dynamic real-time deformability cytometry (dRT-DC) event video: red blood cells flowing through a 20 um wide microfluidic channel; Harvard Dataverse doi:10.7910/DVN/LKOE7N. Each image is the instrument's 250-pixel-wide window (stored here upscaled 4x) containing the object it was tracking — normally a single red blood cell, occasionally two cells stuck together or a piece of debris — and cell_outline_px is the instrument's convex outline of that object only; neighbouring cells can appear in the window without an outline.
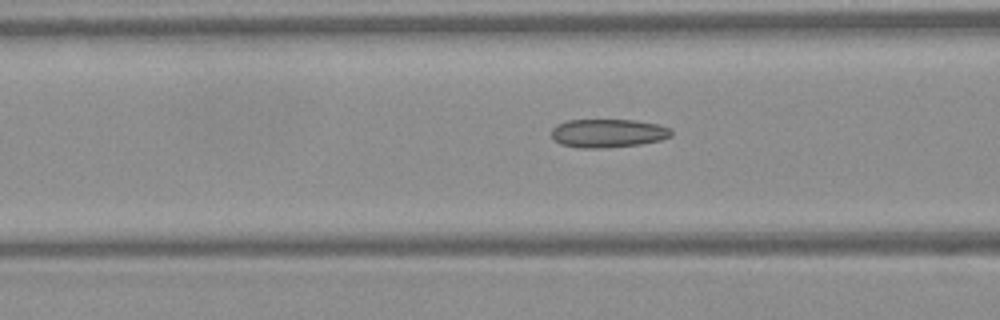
{"species": "Egyptian fruit bat (a non-hibernating species)", "species_latin": "Rousettus aegyptiacus", "temperature_condition": "warm", "stored_images_in_passage": 32, "camera_frame_rate_fps": 3000, "um_per_image_px": 0.085, "frame": {"image": 1, "passage_image": 11, "time_ms": 3.333, "image_size_px": [1000, 320], "cell_outline_px": [[672, 136], [660, 140], [640, 144], [600, 148], [580, 148], [560, 144], [552, 136], [552, 128], [556, 124], [568, 120], [636, 120], [660, 124], [672, 128]], "centroid_in_image_um": [51.71, 11.31], "position_along_channel_um": 114.9, "area_um2": 20.0}}
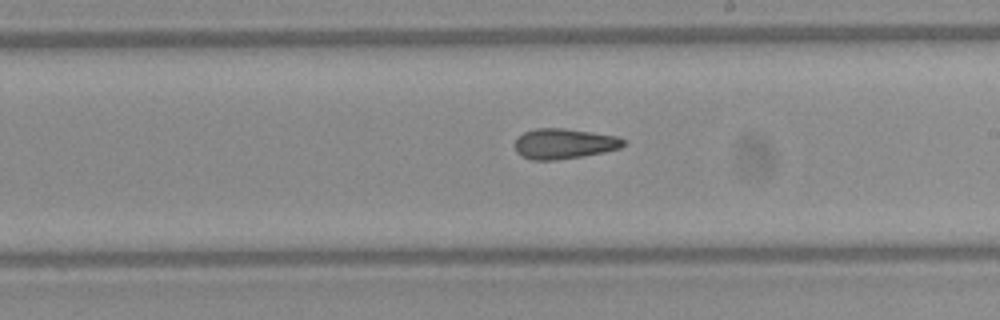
{"frame": {"image": 2, "passage_image": 20, "time_ms": 6.333, "image_size_px": [1000, 320], "cell_outline_px": [[624, 144], [620, 148], [604, 152], [556, 160], [532, 160], [520, 156], [516, 152], [516, 136], [524, 132], [536, 128], [564, 128], [620, 136], [624, 140]], "centroid_in_image_um": [47.92, 12.21], "position_along_channel_um": 241.1, "area_um2": 19.25}}
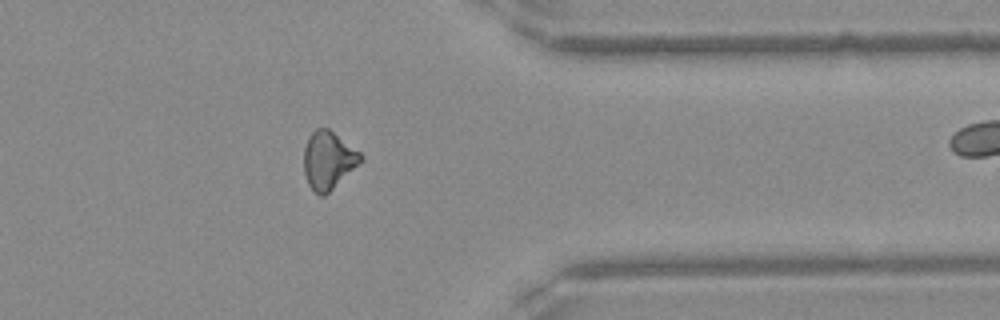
{"frame": {"image": 3, "passage_image": 31, "time_ms": 10.0, "image_size_px": [1000, 320], "cell_outline_px": [[364, 160], [324, 196], [320, 196], [308, 184], [304, 172], [304, 148], [308, 136], [316, 128], [328, 128], [360, 152], [364, 156]], "centroid_in_image_um": [27.91, 13.61], "position_along_channel_um": 383.5, "area_um2": 19.07}}